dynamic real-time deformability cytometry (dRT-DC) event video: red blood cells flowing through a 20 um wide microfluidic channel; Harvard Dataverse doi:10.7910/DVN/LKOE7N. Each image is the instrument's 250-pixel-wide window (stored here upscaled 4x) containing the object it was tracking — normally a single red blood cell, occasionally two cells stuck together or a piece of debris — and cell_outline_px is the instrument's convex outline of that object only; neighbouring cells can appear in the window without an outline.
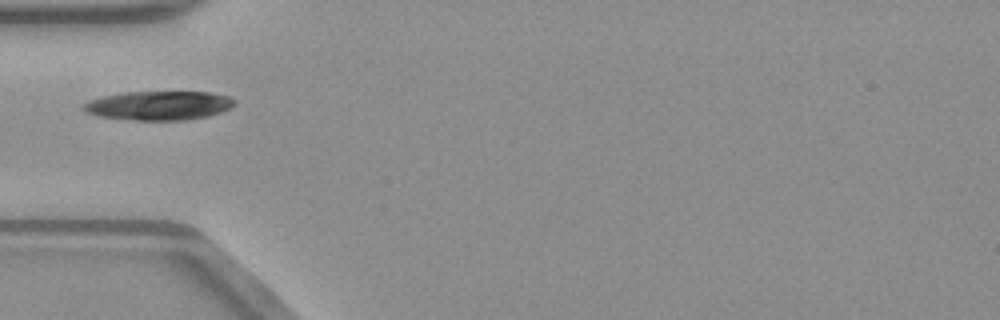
{"species": "common noctule bat (a hibernating species)", "species_latin": "Nyctalus noctula", "temperature_condition": "warm", "stored_images_in_passage": 12, "camera_frame_rate_fps": 3000, "um_per_image_px": 0.085, "animal": {"sex": "male", "body_mass_g": 23.1, "forearm_length_mm": 52.7}, "frame": {"image": 1, "passage_image": 1, "time_ms": 0.0, "image_size_px": [1000, 320], "cell_outline_px": [[236, 104], [220, 112], [208, 116], [184, 120], [128, 120], [100, 116], [88, 112], [84, 108], [84, 104], [92, 100], [104, 96], [124, 92], [212, 92], [228, 96], [236, 100]], "centroid_in_image_um": [13.56, 8.97], "position_along_channel_um": 71.4, "area_um2": 25.32}}